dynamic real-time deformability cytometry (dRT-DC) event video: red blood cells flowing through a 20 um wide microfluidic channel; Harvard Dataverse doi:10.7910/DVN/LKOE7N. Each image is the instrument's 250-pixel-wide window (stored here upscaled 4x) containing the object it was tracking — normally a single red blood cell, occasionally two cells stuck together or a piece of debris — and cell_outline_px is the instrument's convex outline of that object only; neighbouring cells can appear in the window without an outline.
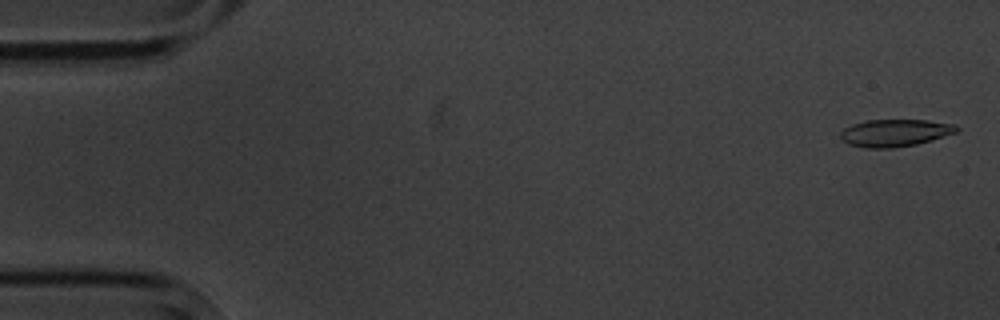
{"species": "common noctule bat (a hibernating species)", "species_latin": "Nyctalus noctula", "temperature_condition": "cold", "stored_images_in_passage": 9, "camera_frame_rate_fps": 3000, "um_per_image_px": 0.085, "animal": {"sex": "male", "body_mass_g": 20.1, "forearm_length_mm": 53.5}, "frame": {"image": 1, "passage_image": 1, "time_ms": 0.0, "image_size_px": [1000, 320], "cell_outline_px": [[960, 128], [956, 132], [932, 140], [916, 144], [892, 148], [864, 148], [848, 144], [840, 140], [840, 132], [844, 128], [852, 124], [868, 120], [924, 120], [956, 124]], "centroid_in_image_um": [76.04, 11.3], "position_along_channel_um": 9.0, "area_um2": 18.55}}
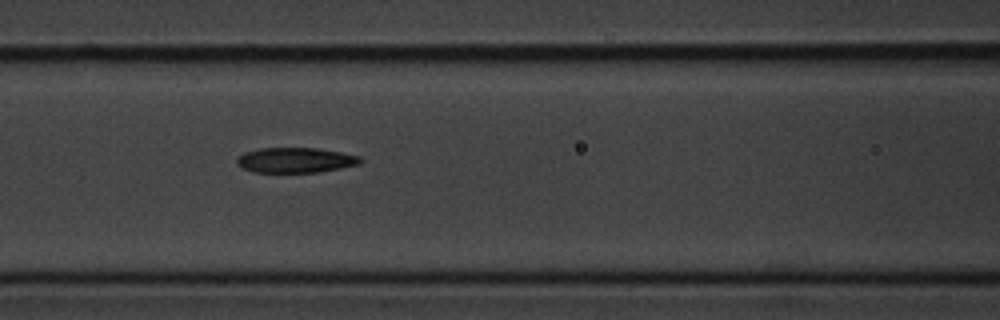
{"frame": {"image": 2, "passage_image": 7, "time_ms": 7.333, "image_size_px": [1000, 320], "cell_outline_px": [[364, 160], [360, 164], [340, 168], [316, 172], [252, 172], [236, 164], [236, 160], [244, 152], [260, 148], [316, 148], [340, 152], [360, 156]], "centroid_in_image_um": [25.12, 13.61], "position_along_channel_um": 141.5, "area_um2": 18.03}}
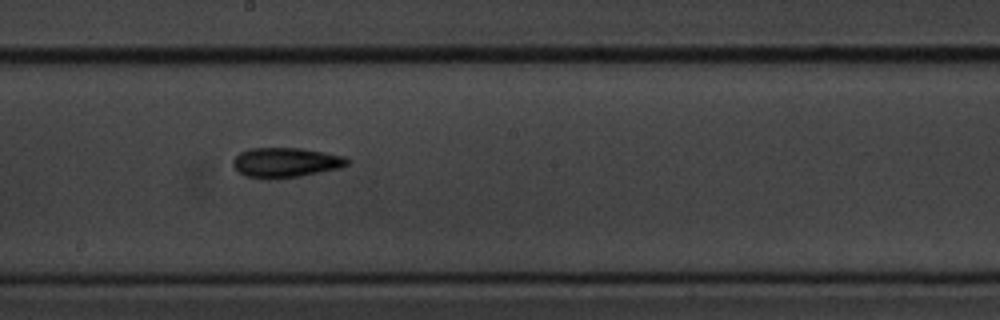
{"frame": {"image": 3, "passage_image": 9, "time_ms": 9.667, "image_size_px": [1000, 320], "cell_outline_px": [[348, 164], [340, 168], [300, 176], [272, 180], [268, 180], [244, 176], [232, 164], [232, 160], [240, 152], [252, 148], [300, 148], [324, 152], [344, 156], [348, 160]], "centroid_in_image_um": [24.25, 13.83], "position_along_channel_um": 223.9, "area_um2": 19.94}}